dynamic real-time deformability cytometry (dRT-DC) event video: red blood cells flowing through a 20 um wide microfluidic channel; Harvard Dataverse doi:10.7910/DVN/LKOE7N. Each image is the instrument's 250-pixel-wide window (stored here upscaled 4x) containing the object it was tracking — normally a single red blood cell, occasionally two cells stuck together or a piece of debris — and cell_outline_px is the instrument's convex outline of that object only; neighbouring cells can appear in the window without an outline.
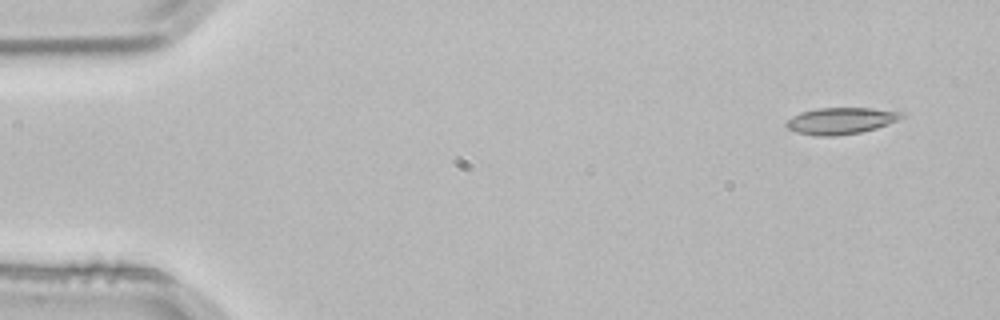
{"species": "common noctule bat (a hibernating species)", "species_latin": "Nyctalus noctula", "temperature_condition": "room temperature", "stored_images_in_passage": 3, "camera_frame_rate_fps": 3000, "um_per_image_px": 0.085, "animal": {"sex": "male", "body_mass_g": 21.5, "forearm_length_mm": 52.0}, "frame": {"image": 1, "passage_image": 1, "time_ms": 0.0, "image_size_px": [1000, 320], "cell_outline_px": [[904, 116], [888, 124], [876, 128], [860, 132], [836, 136], [816, 136], [796, 132], [788, 128], [784, 124], [792, 116], [800, 112], [816, 108], [872, 108], [904, 112]], "centroid_in_image_um": [71.45, 10.26], "position_along_channel_um": 13.6, "area_um2": 17.86}}
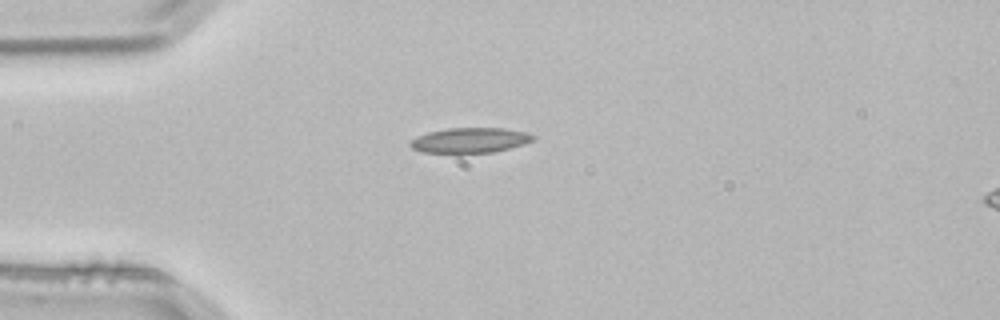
{"frame": {"image": 2, "passage_image": 3, "time_ms": 0.667, "image_size_px": [1000, 320], "cell_outline_px": [[536, 136], [532, 140], [524, 144], [496, 152], [460, 156], [424, 152], [412, 148], [408, 144], [416, 136], [428, 132], [448, 128], [504, 128], [524, 132]], "centroid_in_image_um": [39.9, 11.97], "position_along_channel_um": 45.1, "area_um2": 18.79}}